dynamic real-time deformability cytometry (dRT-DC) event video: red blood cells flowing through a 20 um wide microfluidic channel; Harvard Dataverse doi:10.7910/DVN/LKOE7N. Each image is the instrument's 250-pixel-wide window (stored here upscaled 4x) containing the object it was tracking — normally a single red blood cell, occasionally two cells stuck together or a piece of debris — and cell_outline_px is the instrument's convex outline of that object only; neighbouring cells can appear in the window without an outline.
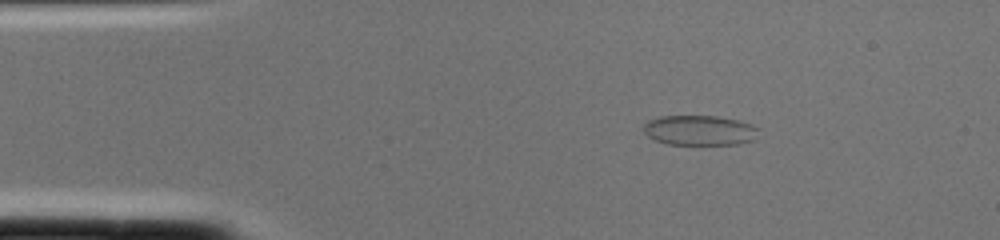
{"species": "common noctule bat (a hibernating species)", "species_latin": "Nyctalus noctula", "temperature_condition": "cold", "stored_images_in_passage": 1, "camera_frame_rate_fps": 3000, "um_per_image_px": 0.085, "animal": {"sex": "female", "body_mass_g": 22.0, "forearm_length_mm": 56.7}, "frame": {"image": 1, "passage_image": 1, "time_ms": 0.0, "image_size_px": [1000, 240], "cell_outline_px": [[760, 128], [756, 140], [736, 144], [668, 144], [656, 140], [648, 136], [644, 132], [644, 124], [648, 120], [660, 116], [716, 116], [736, 120], [752, 124]], "centroid_in_image_um": [59.5, 11.07], "position_along_channel_um": 25.5, "area_um2": 20.17}}